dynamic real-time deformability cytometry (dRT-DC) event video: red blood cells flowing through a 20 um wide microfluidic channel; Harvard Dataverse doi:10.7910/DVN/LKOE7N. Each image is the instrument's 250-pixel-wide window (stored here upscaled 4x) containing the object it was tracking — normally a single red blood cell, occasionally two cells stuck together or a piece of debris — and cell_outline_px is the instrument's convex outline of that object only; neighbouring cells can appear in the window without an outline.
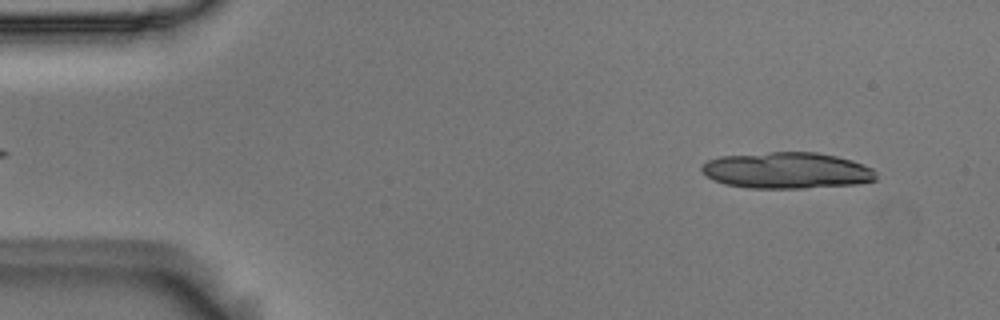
{"species": "Egyptian fruit bat (a non-hibernating species)", "species_latin": "Rousettus aegyptiacus", "temperature_condition": "room temperature", "stored_images_in_passage": 24, "camera_frame_rate_fps": 3000, "um_per_image_px": 0.085, "animal": {"sex": "male"}, "frame": {"image": 1, "passage_image": 4, "time_ms": 1.0, "image_size_px": [1000, 320], "cell_outline_px": [[876, 180], [856, 184], [804, 188], [748, 188], [724, 184], [708, 176], [700, 168], [700, 164], [708, 160], [720, 156], [768, 152], [816, 152], [836, 156], [852, 160], [872, 168], [876, 172]], "centroid_in_image_um": [66.88, 14.48], "position_along_channel_um": 18.1, "area_um2": 36.93}}
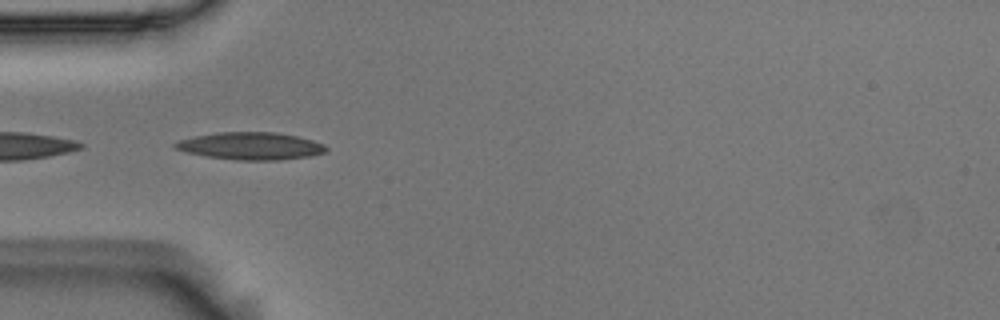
{"frame": {"image": 2, "passage_image": 16, "time_ms": 5.0, "image_size_px": [1000, 320], "cell_outline_px": [[328, 148], [324, 152], [308, 156], [280, 160], [236, 160], [204, 156], [184, 152], [176, 148], [172, 144], [180, 140], [196, 136], [220, 132], [276, 132], [296, 136], [312, 140], [324, 144]], "centroid_in_image_um": [21.29, 12.41], "position_along_channel_um": 63.7, "area_um2": 23.99}}
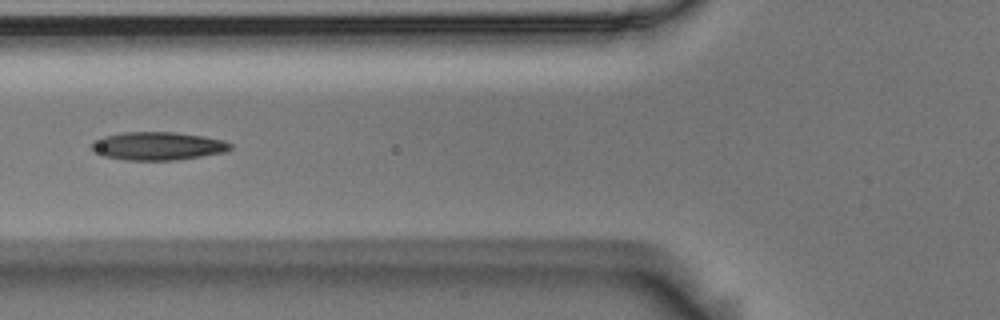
{"frame": {"image": 3, "passage_image": 20, "time_ms": 6.333, "image_size_px": [1000, 320], "cell_outline_px": [[232, 148], [224, 152], [200, 156], [172, 160], [124, 160], [104, 156], [92, 152], [92, 140], [104, 136], [124, 132], [176, 132], [204, 136], [224, 140], [232, 144]], "centroid_in_image_um": [13.38, 12.4], "position_along_channel_um": 112.4, "area_um2": 22.83}}